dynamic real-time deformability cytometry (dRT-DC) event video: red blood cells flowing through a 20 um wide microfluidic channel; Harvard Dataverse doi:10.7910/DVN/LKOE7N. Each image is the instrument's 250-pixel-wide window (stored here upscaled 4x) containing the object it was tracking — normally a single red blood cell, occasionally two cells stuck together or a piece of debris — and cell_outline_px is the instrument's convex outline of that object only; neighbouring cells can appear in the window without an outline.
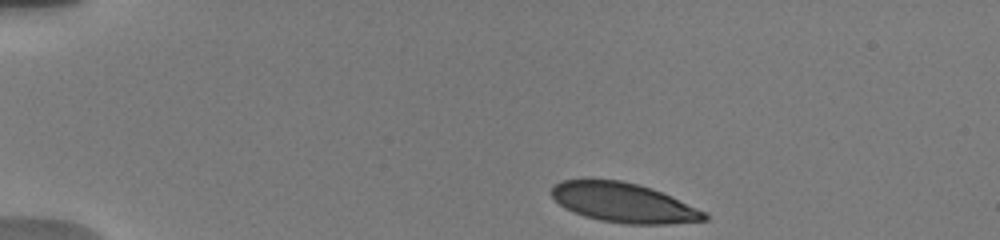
{"species": "human", "species_latin": "Homo sapiens", "temperature_condition": "warm", "stored_images_in_passage": 28, "camera_frame_rate_fps": 3000, "um_per_image_px": 0.085, "donor": {"sex": "male"}, "frame": {"image": 1, "passage_image": 1, "time_ms": 0.0, "image_size_px": [1000, 240], "cell_outline_px": [[708, 220], [668, 224], [624, 224], [600, 220], [584, 216], [572, 212], [564, 208], [548, 192], [560, 180], [620, 180], [652, 188], [696, 208], [704, 212], [708, 216]], "centroid_in_image_um": [52.96, 17.24], "position_along_channel_um": 32.0, "area_um2": 34.91}}
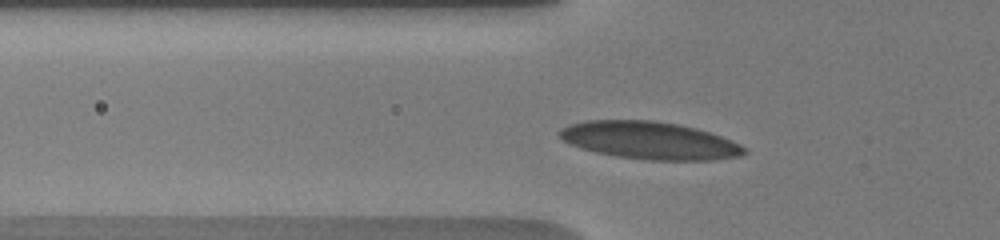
{"frame": {"image": 2, "passage_image": 17, "time_ms": 3.0, "image_size_px": [1000, 240], "cell_outline_px": [[748, 152], [740, 156], [712, 160], [648, 160], [616, 156], [596, 152], [580, 148], [564, 140], [560, 136], [560, 128], [568, 124], [584, 120], [652, 120], [676, 124], [696, 128], [732, 140], [748, 148]], "centroid_in_image_um": [55.23, 11.94], "position_along_channel_um": 70.6, "area_um2": 40.4}}
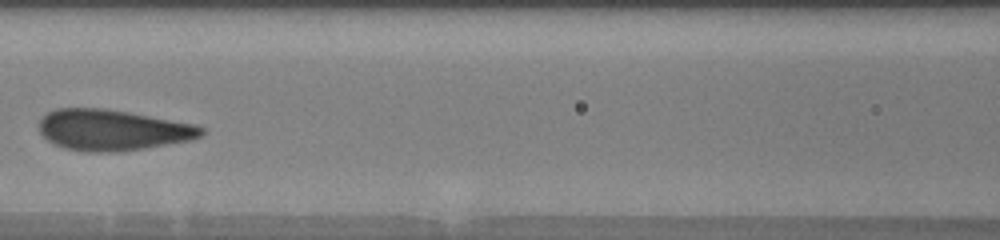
{"frame": {"image": 3, "passage_image": 22, "time_ms": 5.333, "image_size_px": [1000, 240], "cell_outline_px": [[204, 132], [200, 136], [188, 140], [144, 148], [116, 152], [84, 152], [64, 148], [48, 140], [40, 132], [40, 116], [56, 108], [104, 108], [128, 112], [196, 124], [204, 128]], "centroid_in_image_um": [9.53, 11.04], "position_along_channel_um": 157.1, "area_um2": 38.55}}